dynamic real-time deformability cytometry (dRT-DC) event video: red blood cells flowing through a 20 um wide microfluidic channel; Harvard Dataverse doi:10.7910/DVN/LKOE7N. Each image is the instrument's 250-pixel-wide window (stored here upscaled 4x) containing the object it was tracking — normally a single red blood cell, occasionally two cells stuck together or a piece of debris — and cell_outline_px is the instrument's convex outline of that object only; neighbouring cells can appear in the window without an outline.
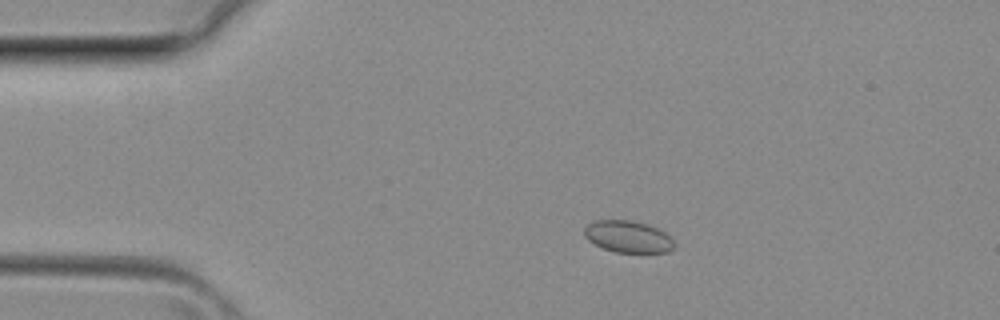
{"species": "common noctule bat (a hibernating species)", "species_latin": "Nyctalus noctula", "temperature_condition": "room temperature", "stored_images_in_passage": 22, "camera_frame_rate_fps": 3000, "um_per_image_px": 0.085, "animal": {"sex": "female", "body_mass_g": 29.2, "forearm_length_mm": 56.3}, "frame": {"image": 1, "passage_image": 6, "time_ms": 1.667, "image_size_px": [1000, 320], "cell_outline_px": [[676, 244], [668, 252], [616, 252], [604, 248], [588, 240], [584, 236], [584, 228], [588, 224], [596, 220], [632, 220], [648, 224], [664, 232]], "centroid_in_image_um": [53.37, 20.1], "position_along_channel_um": 31.6, "area_um2": 16.53}}
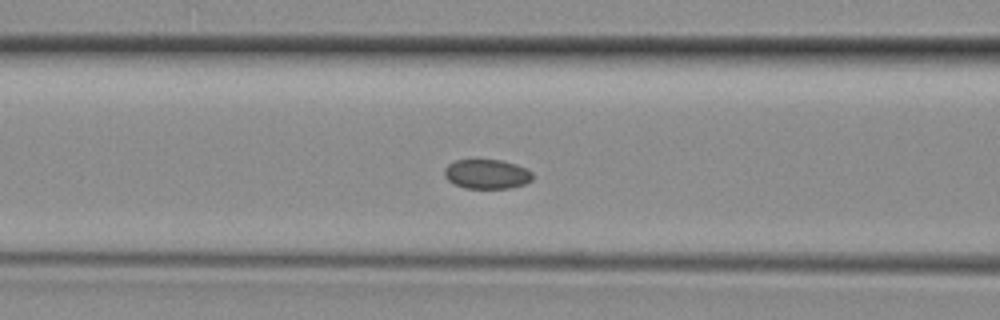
{"frame": {"image": 2, "passage_image": 14, "time_ms": 4.333, "image_size_px": [1000, 320], "cell_outline_px": [[532, 180], [524, 184], [508, 188], [464, 188], [448, 180], [444, 176], [444, 168], [448, 164], [456, 160], [500, 160], [516, 164], [528, 168], [532, 172]], "centroid_in_image_um": [41.39, 14.79], "position_along_channel_um": 125.2, "area_um2": 15.14}}
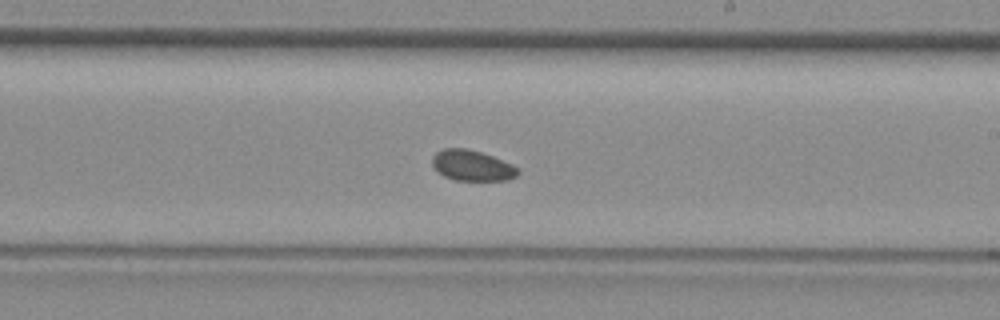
{"frame": {"image": 3, "passage_image": 21, "time_ms": 6.667, "image_size_px": [1000, 320], "cell_outline_px": [[520, 172], [516, 176], [508, 180], [456, 180], [444, 176], [436, 172], [432, 164], [432, 156], [436, 152], [444, 148], [464, 148], [480, 152], [492, 156], [512, 164], [520, 168]], "centroid_in_image_um": [40.12, 14.07], "position_along_channel_um": 248.9, "area_um2": 15.37}}